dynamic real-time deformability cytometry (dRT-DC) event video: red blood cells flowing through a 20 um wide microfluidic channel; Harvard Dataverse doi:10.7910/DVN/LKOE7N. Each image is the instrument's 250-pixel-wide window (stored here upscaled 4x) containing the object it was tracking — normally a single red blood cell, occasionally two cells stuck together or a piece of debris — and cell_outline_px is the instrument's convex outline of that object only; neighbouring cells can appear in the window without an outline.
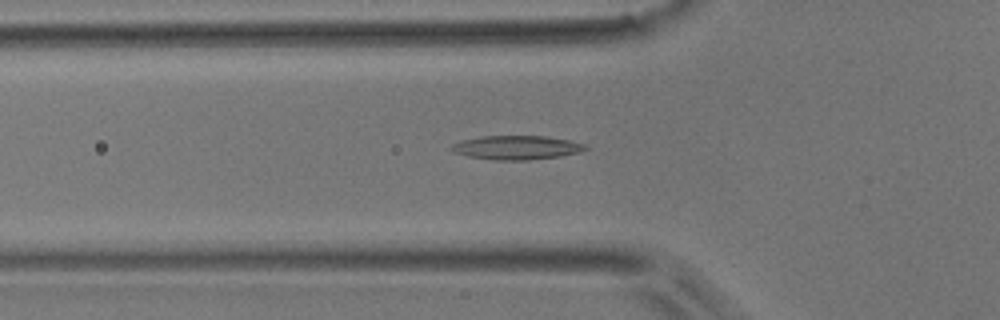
{"species": "common noctule bat (a hibernating species)", "species_latin": "Nyctalus noctula", "temperature_condition": "room temperature", "stored_images_in_passage": 47, "camera_frame_rate_fps": 3000, "um_per_image_px": 0.085, "animal": {"sex": "male", "body_mass_g": 17.9}, "frame": {"image": 1, "passage_image": 13, "time_ms": 4.0, "image_size_px": [1000, 320], "cell_outline_px": [[588, 148], [580, 152], [560, 156], [528, 160], [492, 160], [468, 156], [452, 152], [448, 148], [452, 144], [460, 140], [480, 136], [544, 136], [568, 140], [584, 144]], "centroid_in_image_um": [43.84, 12.54], "position_along_channel_um": 82.0, "area_um2": 18.79}}
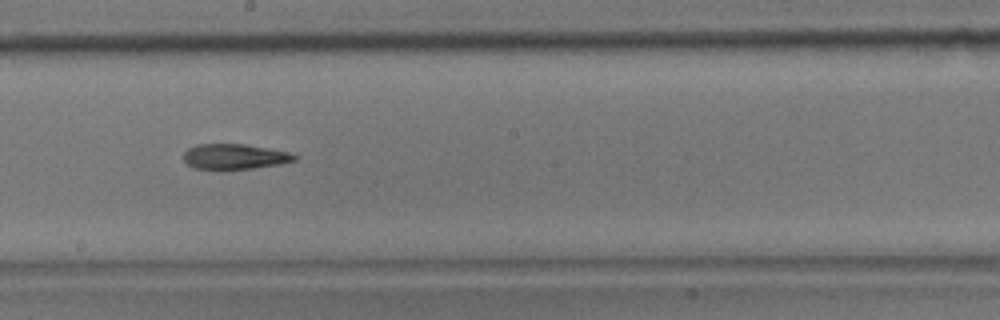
{"frame": {"image": 2, "passage_image": 24, "time_ms": 7.667, "image_size_px": [1000, 320], "cell_outline_px": [[296, 160], [280, 164], [256, 168], [224, 172], [216, 172], [192, 168], [184, 160], [184, 152], [188, 148], [196, 144], [244, 144], [288, 152], [296, 156]], "centroid_in_image_um": [19.86, 13.36], "position_along_channel_um": 228.3, "area_um2": 17.05}}
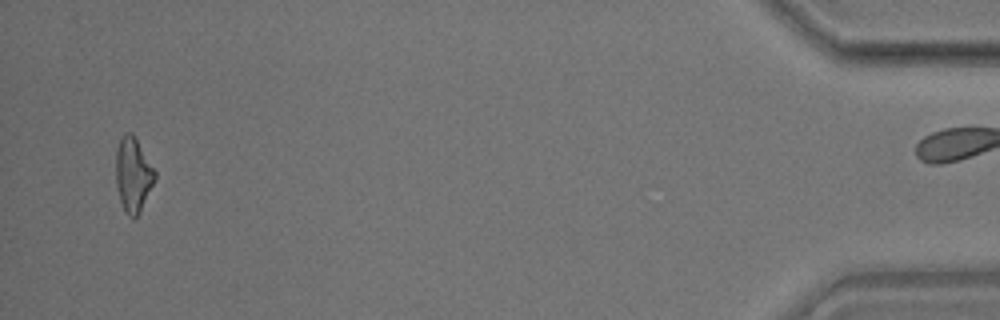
{"frame": {"image": 3, "passage_image": 45, "time_ms": 14.667, "image_size_px": [1000, 320], "cell_outline_px": [[156, 176], [140, 212], [136, 216], [128, 216], [124, 212], [120, 200], [116, 184], [116, 148], [120, 136], [124, 132], [132, 132], [156, 172]], "centroid_in_image_um": [11.29, 14.81], "position_along_channel_um": 423.9, "area_um2": 16.82}}